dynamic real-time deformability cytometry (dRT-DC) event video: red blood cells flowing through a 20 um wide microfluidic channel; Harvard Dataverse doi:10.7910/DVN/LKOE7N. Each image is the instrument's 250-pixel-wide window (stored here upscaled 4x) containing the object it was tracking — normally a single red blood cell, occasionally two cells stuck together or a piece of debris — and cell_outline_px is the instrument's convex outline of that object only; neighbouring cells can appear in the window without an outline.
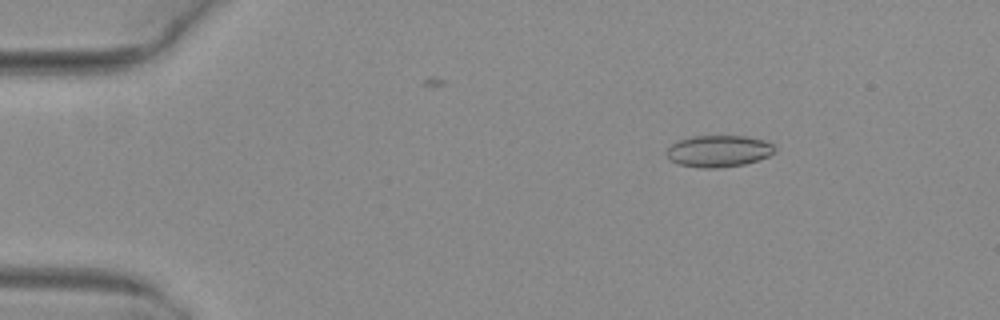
{"species": "common noctule bat (a hibernating species)", "species_latin": "Nyctalus noctula", "temperature_condition": "warm", "stored_images_in_passage": 5, "camera_frame_rate_fps": 3000, "um_per_image_px": 0.085, "animal": {"sex": "female", "body_mass_g": 29.2, "forearm_length_mm": 56.3}, "frame": {"image": 1, "passage_image": 2, "time_ms": 0.333, "image_size_px": [1000, 320], "cell_outline_px": [[776, 152], [768, 156], [744, 164], [712, 168], [704, 168], [680, 164], [672, 160], [668, 156], [668, 148], [672, 144], [680, 140], [692, 136], [748, 136], [764, 140], [772, 144], [776, 148]], "centroid_in_image_um": [61.13, 12.83], "position_along_channel_um": 23.9, "area_um2": 19.65}}
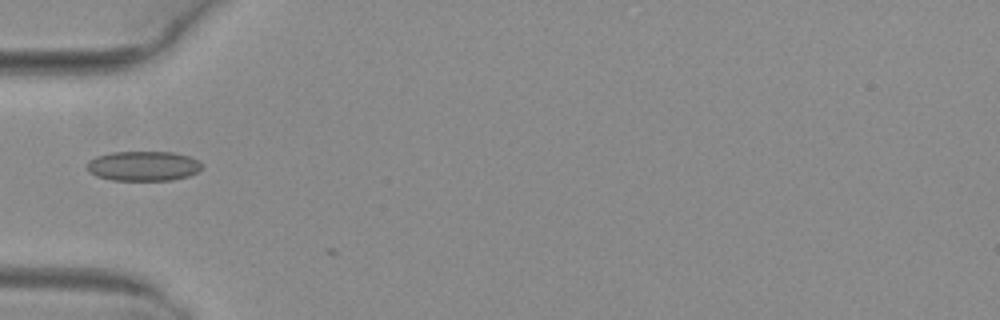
{"frame": {"image": 2, "passage_image": 4, "time_ms": 1.0, "image_size_px": [1000, 320], "cell_outline_px": [[204, 164], [196, 172], [188, 176], [172, 180], [112, 180], [96, 176], [88, 172], [88, 160], [96, 156], [112, 152], [172, 152], [188, 156], [200, 160]], "centroid_in_image_um": [12.18, 14.11], "position_along_channel_um": 72.8, "area_um2": 20.0}}
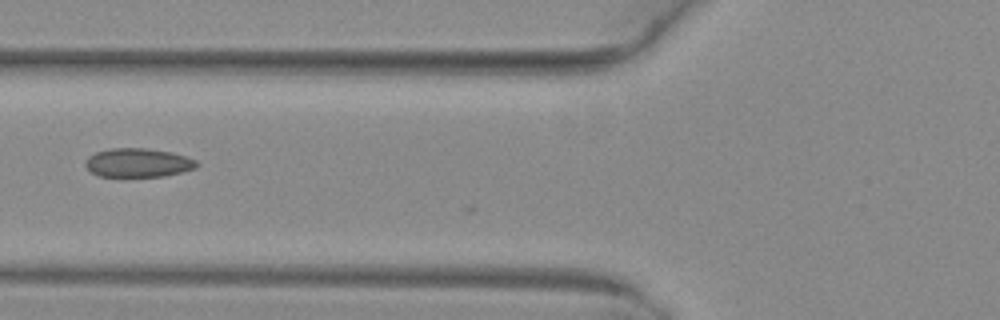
{"frame": {"image": 3, "passage_image": 5, "time_ms": 1.333, "image_size_px": [1000, 320], "cell_outline_px": [[200, 164], [196, 168], [164, 176], [100, 176], [92, 172], [84, 164], [84, 160], [88, 156], [96, 152], [112, 148], [148, 148], [172, 152], [196, 160]], "centroid_in_image_um": [11.73, 13.82], "position_along_channel_um": 114.1, "area_um2": 18.67}}